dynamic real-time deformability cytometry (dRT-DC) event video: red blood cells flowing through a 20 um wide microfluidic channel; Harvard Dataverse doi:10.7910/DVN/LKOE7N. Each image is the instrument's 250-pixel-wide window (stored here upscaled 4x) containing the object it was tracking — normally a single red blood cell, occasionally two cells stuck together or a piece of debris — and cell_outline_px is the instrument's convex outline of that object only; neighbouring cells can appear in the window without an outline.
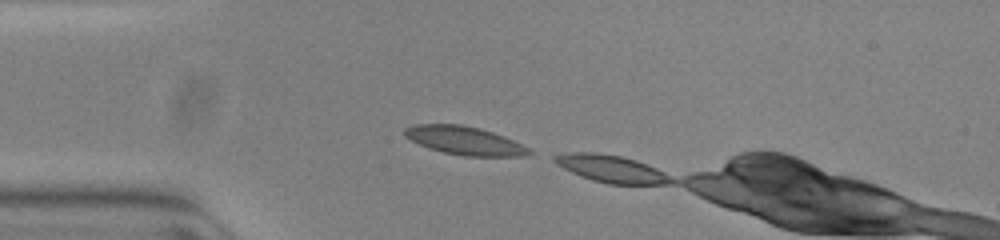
{"species": "common noctule bat (a hibernating species)", "species_latin": "Nyctalus noctula", "temperature_condition": "warm", "stored_images_in_passage": 3, "camera_frame_rate_fps": 3000, "um_per_image_px": 0.085, "animal": {"sex": "female", "body_mass_g": 23.0, "forearm_length_mm": 53.4}, "frame": {"image": 1, "passage_image": 1, "time_ms": 0.0, "image_size_px": [1000, 240], "cell_outline_px": [[532, 152], [528, 156], [464, 156], [444, 152], [428, 148], [404, 136], [404, 128], [416, 124], [460, 124], [480, 128], [504, 136], [528, 148]], "centroid_in_image_um": [39.47, 11.95], "position_along_channel_um": 45.5, "area_um2": 20.4}}